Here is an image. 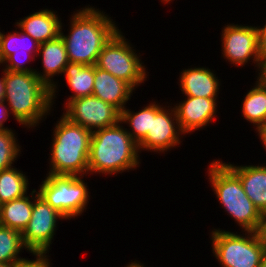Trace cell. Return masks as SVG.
<instances>
[{
	"label": "cell",
	"mask_w": 266,
	"mask_h": 267,
	"mask_svg": "<svg viewBox=\"0 0 266 267\" xmlns=\"http://www.w3.org/2000/svg\"><path fill=\"white\" fill-rule=\"evenodd\" d=\"M74 11L70 17L68 35L61 24L60 36L64 41L69 62L95 65L102 48L119 31L115 21L105 12L92 6Z\"/></svg>",
	"instance_id": "6da1fadb"
},
{
	"label": "cell",
	"mask_w": 266,
	"mask_h": 267,
	"mask_svg": "<svg viewBox=\"0 0 266 267\" xmlns=\"http://www.w3.org/2000/svg\"><path fill=\"white\" fill-rule=\"evenodd\" d=\"M138 144L119 121L117 124L92 132L88 174L113 175L136 170L140 166Z\"/></svg>",
	"instance_id": "7a4b0ae2"
},
{
	"label": "cell",
	"mask_w": 266,
	"mask_h": 267,
	"mask_svg": "<svg viewBox=\"0 0 266 267\" xmlns=\"http://www.w3.org/2000/svg\"><path fill=\"white\" fill-rule=\"evenodd\" d=\"M4 101L13 118L28 129L37 127L52 110L51 89L34 72L5 70Z\"/></svg>",
	"instance_id": "3957f363"
},
{
	"label": "cell",
	"mask_w": 266,
	"mask_h": 267,
	"mask_svg": "<svg viewBox=\"0 0 266 267\" xmlns=\"http://www.w3.org/2000/svg\"><path fill=\"white\" fill-rule=\"evenodd\" d=\"M92 132L61 115L53 129L47 174L87 176Z\"/></svg>",
	"instance_id": "277c9868"
},
{
	"label": "cell",
	"mask_w": 266,
	"mask_h": 267,
	"mask_svg": "<svg viewBox=\"0 0 266 267\" xmlns=\"http://www.w3.org/2000/svg\"><path fill=\"white\" fill-rule=\"evenodd\" d=\"M207 168L209 184L227 215L241 231L256 232L261 213L246 195L240 178L220 159L213 160Z\"/></svg>",
	"instance_id": "5b68a950"
},
{
	"label": "cell",
	"mask_w": 266,
	"mask_h": 267,
	"mask_svg": "<svg viewBox=\"0 0 266 267\" xmlns=\"http://www.w3.org/2000/svg\"><path fill=\"white\" fill-rule=\"evenodd\" d=\"M85 176L46 174L38 189V195L66 220L75 219L86 212L90 192Z\"/></svg>",
	"instance_id": "8992f818"
},
{
	"label": "cell",
	"mask_w": 266,
	"mask_h": 267,
	"mask_svg": "<svg viewBox=\"0 0 266 267\" xmlns=\"http://www.w3.org/2000/svg\"><path fill=\"white\" fill-rule=\"evenodd\" d=\"M210 233L212 253L221 267H260L265 249L256 232L238 234L214 228Z\"/></svg>",
	"instance_id": "52a82bcc"
},
{
	"label": "cell",
	"mask_w": 266,
	"mask_h": 267,
	"mask_svg": "<svg viewBox=\"0 0 266 267\" xmlns=\"http://www.w3.org/2000/svg\"><path fill=\"white\" fill-rule=\"evenodd\" d=\"M127 40L119 30L102 48L95 66L122 79L135 90L147 81L149 72L140 59L141 54H137Z\"/></svg>",
	"instance_id": "ba28073f"
},
{
	"label": "cell",
	"mask_w": 266,
	"mask_h": 267,
	"mask_svg": "<svg viewBox=\"0 0 266 267\" xmlns=\"http://www.w3.org/2000/svg\"><path fill=\"white\" fill-rule=\"evenodd\" d=\"M66 220L57 210L52 208L34 189L33 210L31 219L22 234V241L30 253L49 254L59 220Z\"/></svg>",
	"instance_id": "9c48e42d"
},
{
	"label": "cell",
	"mask_w": 266,
	"mask_h": 267,
	"mask_svg": "<svg viewBox=\"0 0 266 267\" xmlns=\"http://www.w3.org/2000/svg\"><path fill=\"white\" fill-rule=\"evenodd\" d=\"M156 102H152L151 131H148L146 137L138 144L140 153L145 150L164 154L181 144L180 140L185 136L179 126L174 106H162Z\"/></svg>",
	"instance_id": "30bf717a"
},
{
	"label": "cell",
	"mask_w": 266,
	"mask_h": 267,
	"mask_svg": "<svg viewBox=\"0 0 266 267\" xmlns=\"http://www.w3.org/2000/svg\"><path fill=\"white\" fill-rule=\"evenodd\" d=\"M221 53L229 64L235 67L245 66L252 62L257 67L256 72L259 74L262 70L263 63L258 53L257 30L255 26L246 24H227L221 31ZM253 61H250V60Z\"/></svg>",
	"instance_id": "8fae6325"
},
{
	"label": "cell",
	"mask_w": 266,
	"mask_h": 267,
	"mask_svg": "<svg viewBox=\"0 0 266 267\" xmlns=\"http://www.w3.org/2000/svg\"><path fill=\"white\" fill-rule=\"evenodd\" d=\"M62 115L91 132L113 126L120 121V111L95 96L80 97L63 104Z\"/></svg>",
	"instance_id": "7c38bea8"
},
{
	"label": "cell",
	"mask_w": 266,
	"mask_h": 267,
	"mask_svg": "<svg viewBox=\"0 0 266 267\" xmlns=\"http://www.w3.org/2000/svg\"><path fill=\"white\" fill-rule=\"evenodd\" d=\"M0 35V66L14 72H35L36 69L26 66L37 58L40 43L30 35L17 31ZM22 58V59H21ZM6 64V65H5Z\"/></svg>",
	"instance_id": "4fadbf2b"
},
{
	"label": "cell",
	"mask_w": 266,
	"mask_h": 267,
	"mask_svg": "<svg viewBox=\"0 0 266 267\" xmlns=\"http://www.w3.org/2000/svg\"><path fill=\"white\" fill-rule=\"evenodd\" d=\"M217 104L218 98L193 96H185L183 101L174 104L182 132L188 135L209 126L216 119Z\"/></svg>",
	"instance_id": "5bb4252c"
},
{
	"label": "cell",
	"mask_w": 266,
	"mask_h": 267,
	"mask_svg": "<svg viewBox=\"0 0 266 267\" xmlns=\"http://www.w3.org/2000/svg\"><path fill=\"white\" fill-rule=\"evenodd\" d=\"M41 56V65L43 71L35 70L37 77L51 89V104L54 105V100L58 92V83L55 82L54 76L63 75L65 66L69 63L67 51L63 39L59 35L56 39L41 43L37 57Z\"/></svg>",
	"instance_id": "9a60e30c"
},
{
	"label": "cell",
	"mask_w": 266,
	"mask_h": 267,
	"mask_svg": "<svg viewBox=\"0 0 266 267\" xmlns=\"http://www.w3.org/2000/svg\"><path fill=\"white\" fill-rule=\"evenodd\" d=\"M178 85L184 96L218 98L221 81L208 67H191L180 72Z\"/></svg>",
	"instance_id": "2e32d148"
},
{
	"label": "cell",
	"mask_w": 266,
	"mask_h": 267,
	"mask_svg": "<svg viewBox=\"0 0 266 267\" xmlns=\"http://www.w3.org/2000/svg\"><path fill=\"white\" fill-rule=\"evenodd\" d=\"M134 91L127 82L94 65L93 96L112 104L121 112Z\"/></svg>",
	"instance_id": "e0dca14e"
},
{
	"label": "cell",
	"mask_w": 266,
	"mask_h": 267,
	"mask_svg": "<svg viewBox=\"0 0 266 267\" xmlns=\"http://www.w3.org/2000/svg\"><path fill=\"white\" fill-rule=\"evenodd\" d=\"M56 13L51 9H41L20 18L15 25L18 30L30 35L41 44L56 39L60 35L62 22Z\"/></svg>",
	"instance_id": "ac0fdd59"
},
{
	"label": "cell",
	"mask_w": 266,
	"mask_h": 267,
	"mask_svg": "<svg viewBox=\"0 0 266 267\" xmlns=\"http://www.w3.org/2000/svg\"><path fill=\"white\" fill-rule=\"evenodd\" d=\"M241 180L246 195L260 213L266 212V164L235 165L224 162Z\"/></svg>",
	"instance_id": "d6986e66"
},
{
	"label": "cell",
	"mask_w": 266,
	"mask_h": 267,
	"mask_svg": "<svg viewBox=\"0 0 266 267\" xmlns=\"http://www.w3.org/2000/svg\"><path fill=\"white\" fill-rule=\"evenodd\" d=\"M31 195V197H30ZM30 195L0 205V225L23 232L31 219L34 189Z\"/></svg>",
	"instance_id": "ffe728a7"
},
{
	"label": "cell",
	"mask_w": 266,
	"mask_h": 267,
	"mask_svg": "<svg viewBox=\"0 0 266 267\" xmlns=\"http://www.w3.org/2000/svg\"><path fill=\"white\" fill-rule=\"evenodd\" d=\"M63 74L66 84L73 93L66 100V103L80 97L93 95L94 65L69 62L65 66Z\"/></svg>",
	"instance_id": "44dd1931"
},
{
	"label": "cell",
	"mask_w": 266,
	"mask_h": 267,
	"mask_svg": "<svg viewBox=\"0 0 266 267\" xmlns=\"http://www.w3.org/2000/svg\"><path fill=\"white\" fill-rule=\"evenodd\" d=\"M242 100L241 112L244 119L256 130L266 127V88L256 79Z\"/></svg>",
	"instance_id": "7402d4cb"
},
{
	"label": "cell",
	"mask_w": 266,
	"mask_h": 267,
	"mask_svg": "<svg viewBox=\"0 0 266 267\" xmlns=\"http://www.w3.org/2000/svg\"><path fill=\"white\" fill-rule=\"evenodd\" d=\"M28 176L16 167L0 171V205L25 196L29 190Z\"/></svg>",
	"instance_id": "603a6c76"
},
{
	"label": "cell",
	"mask_w": 266,
	"mask_h": 267,
	"mask_svg": "<svg viewBox=\"0 0 266 267\" xmlns=\"http://www.w3.org/2000/svg\"><path fill=\"white\" fill-rule=\"evenodd\" d=\"M127 106L120 112V122L127 124V132L133 138V140L139 144L147 135L148 131H151L152 124V102L144 106L139 111H130ZM129 125V126H128Z\"/></svg>",
	"instance_id": "cb8c5ba5"
},
{
	"label": "cell",
	"mask_w": 266,
	"mask_h": 267,
	"mask_svg": "<svg viewBox=\"0 0 266 267\" xmlns=\"http://www.w3.org/2000/svg\"><path fill=\"white\" fill-rule=\"evenodd\" d=\"M29 252L22 241L21 232L0 225V263L17 264L23 257L19 254L22 250Z\"/></svg>",
	"instance_id": "d4e9b609"
},
{
	"label": "cell",
	"mask_w": 266,
	"mask_h": 267,
	"mask_svg": "<svg viewBox=\"0 0 266 267\" xmlns=\"http://www.w3.org/2000/svg\"><path fill=\"white\" fill-rule=\"evenodd\" d=\"M21 147L15 130L5 129L0 131V171L13 167L15 160L21 154Z\"/></svg>",
	"instance_id": "484cf974"
},
{
	"label": "cell",
	"mask_w": 266,
	"mask_h": 267,
	"mask_svg": "<svg viewBox=\"0 0 266 267\" xmlns=\"http://www.w3.org/2000/svg\"><path fill=\"white\" fill-rule=\"evenodd\" d=\"M35 259L30 260L29 258L23 259L21 262L15 264L14 267H52V263L47 253H32Z\"/></svg>",
	"instance_id": "4316f807"
},
{
	"label": "cell",
	"mask_w": 266,
	"mask_h": 267,
	"mask_svg": "<svg viewBox=\"0 0 266 267\" xmlns=\"http://www.w3.org/2000/svg\"><path fill=\"white\" fill-rule=\"evenodd\" d=\"M256 30H257V41H258V53L260 56V60L263 63L266 60V24L263 25V27L256 26Z\"/></svg>",
	"instance_id": "83f0119b"
},
{
	"label": "cell",
	"mask_w": 266,
	"mask_h": 267,
	"mask_svg": "<svg viewBox=\"0 0 266 267\" xmlns=\"http://www.w3.org/2000/svg\"><path fill=\"white\" fill-rule=\"evenodd\" d=\"M256 234L266 250V212L261 214V219L258 225V228L256 230Z\"/></svg>",
	"instance_id": "f1b7e54d"
},
{
	"label": "cell",
	"mask_w": 266,
	"mask_h": 267,
	"mask_svg": "<svg viewBox=\"0 0 266 267\" xmlns=\"http://www.w3.org/2000/svg\"><path fill=\"white\" fill-rule=\"evenodd\" d=\"M10 115L11 113L7 103H5V101L0 102V131L5 129H11L8 127H4V122L9 119Z\"/></svg>",
	"instance_id": "f546056e"
},
{
	"label": "cell",
	"mask_w": 266,
	"mask_h": 267,
	"mask_svg": "<svg viewBox=\"0 0 266 267\" xmlns=\"http://www.w3.org/2000/svg\"><path fill=\"white\" fill-rule=\"evenodd\" d=\"M0 78V102L4 101V95H5V69H3Z\"/></svg>",
	"instance_id": "4dcf8cb0"
},
{
	"label": "cell",
	"mask_w": 266,
	"mask_h": 267,
	"mask_svg": "<svg viewBox=\"0 0 266 267\" xmlns=\"http://www.w3.org/2000/svg\"><path fill=\"white\" fill-rule=\"evenodd\" d=\"M256 133H258V137L260 139V142L261 144H263V148L265 149V152H266V128H261V129H258V130H255Z\"/></svg>",
	"instance_id": "1f68e13d"
},
{
	"label": "cell",
	"mask_w": 266,
	"mask_h": 267,
	"mask_svg": "<svg viewBox=\"0 0 266 267\" xmlns=\"http://www.w3.org/2000/svg\"><path fill=\"white\" fill-rule=\"evenodd\" d=\"M144 263L139 262L138 260L129 262L125 267H145Z\"/></svg>",
	"instance_id": "d6a6232c"
},
{
	"label": "cell",
	"mask_w": 266,
	"mask_h": 267,
	"mask_svg": "<svg viewBox=\"0 0 266 267\" xmlns=\"http://www.w3.org/2000/svg\"><path fill=\"white\" fill-rule=\"evenodd\" d=\"M257 75V80L266 88V76H264L261 72Z\"/></svg>",
	"instance_id": "836d02e7"
},
{
	"label": "cell",
	"mask_w": 266,
	"mask_h": 267,
	"mask_svg": "<svg viewBox=\"0 0 266 267\" xmlns=\"http://www.w3.org/2000/svg\"><path fill=\"white\" fill-rule=\"evenodd\" d=\"M260 267H266V250H264L260 262Z\"/></svg>",
	"instance_id": "e575fe53"
},
{
	"label": "cell",
	"mask_w": 266,
	"mask_h": 267,
	"mask_svg": "<svg viewBox=\"0 0 266 267\" xmlns=\"http://www.w3.org/2000/svg\"><path fill=\"white\" fill-rule=\"evenodd\" d=\"M261 73L266 76V60L263 62Z\"/></svg>",
	"instance_id": "d590c367"
},
{
	"label": "cell",
	"mask_w": 266,
	"mask_h": 267,
	"mask_svg": "<svg viewBox=\"0 0 266 267\" xmlns=\"http://www.w3.org/2000/svg\"><path fill=\"white\" fill-rule=\"evenodd\" d=\"M15 264H4V263H0V267H14Z\"/></svg>",
	"instance_id": "8d00e7d4"
},
{
	"label": "cell",
	"mask_w": 266,
	"mask_h": 267,
	"mask_svg": "<svg viewBox=\"0 0 266 267\" xmlns=\"http://www.w3.org/2000/svg\"><path fill=\"white\" fill-rule=\"evenodd\" d=\"M173 0H161V2H163L164 4H170V2H172Z\"/></svg>",
	"instance_id": "74e56055"
}]
</instances>
